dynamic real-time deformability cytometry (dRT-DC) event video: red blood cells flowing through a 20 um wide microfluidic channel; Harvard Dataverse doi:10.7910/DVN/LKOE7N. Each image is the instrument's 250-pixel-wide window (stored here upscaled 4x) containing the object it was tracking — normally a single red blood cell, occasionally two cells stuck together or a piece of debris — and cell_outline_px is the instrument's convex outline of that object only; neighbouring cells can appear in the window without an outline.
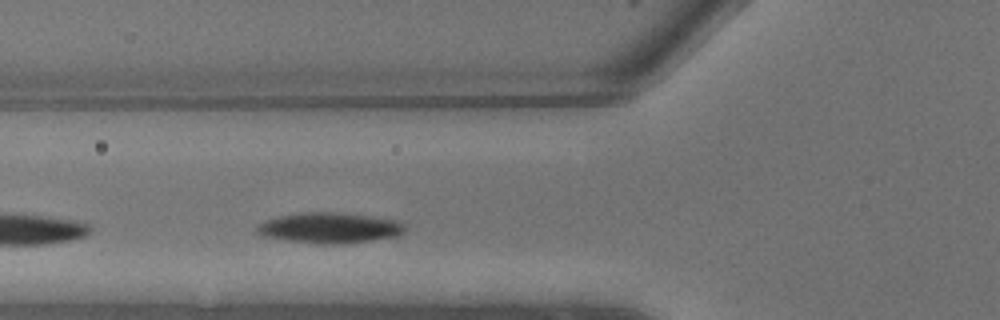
{"species": "common noctule bat (a hibernating species)", "species_latin": "Nyctalus noctula", "temperature_condition": "warm", "stored_images_in_passage": 4, "camera_frame_rate_fps": 3000, "um_per_image_px": 0.085, "animal": {"sex": "male", "body_mass_g": 13.3}, "frame": {"image": 1, "passage_image": 4, "time_ms": 1.0, "image_size_px": [1000, 320], "cell_outline_px": [[404, 228], [396, 236], [340, 244], [320, 244], [288, 240], [260, 236], [256, 232], [256, 224], [264, 220], [280, 216], [304, 212], [340, 212], [368, 216], [392, 220], [404, 224]], "centroid_in_image_um": [27.89, 19.36], "position_along_channel_um": 97.9, "area_um2": 26.01}}